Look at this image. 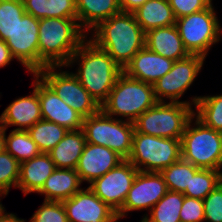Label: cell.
Returning a JSON list of instances; mask_svg holds the SVG:
<instances>
[{
    "mask_svg": "<svg viewBox=\"0 0 222 222\" xmlns=\"http://www.w3.org/2000/svg\"><path fill=\"white\" fill-rule=\"evenodd\" d=\"M75 63L79 67L73 75L101 106L107 100L123 69L106 51L88 39L73 53L65 67L72 68Z\"/></svg>",
    "mask_w": 222,
    "mask_h": 222,
    "instance_id": "6da1fadb",
    "label": "cell"
},
{
    "mask_svg": "<svg viewBox=\"0 0 222 222\" xmlns=\"http://www.w3.org/2000/svg\"><path fill=\"white\" fill-rule=\"evenodd\" d=\"M90 33L89 40L106 51L122 69L145 46V33L134 14L129 12L111 16Z\"/></svg>",
    "mask_w": 222,
    "mask_h": 222,
    "instance_id": "7a4b0ae2",
    "label": "cell"
},
{
    "mask_svg": "<svg viewBox=\"0 0 222 222\" xmlns=\"http://www.w3.org/2000/svg\"><path fill=\"white\" fill-rule=\"evenodd\" d=\"M77 19L43 18L39 20V71L47 66L65 67L73 53L87 39Z\"/></svg>",
    "mask_w": 222,
    "mask_h": 222,
    "instance_id": "3957f363",
    "label": "cell"
},
{
    "mask_svg": "<svg viewBox=\"0 0 222 222\" xmlns=\"http://www.w3.org/2000/svg\"><path fill=\"white\" fill-rule=\"evenodd\" d=\"M158 103L153 85L128 77L124 72L118 77L101 110L134 123L149 108ZM126 119H124V118Z\"/></svg>",
    "mask_w": 222,
    "mask_h": 222,
    "instance_id": "277c9868",
    "label": "cell"
},
{
    "mask_svg": "<svg viewBox=\"0 0 222 222\" xmlns=\"http://www.w3.org/2000/svg\"><path fill=\"white\" fill-rule=\"evenodd\" d=\"M181 153L183 160L199 169L221 171L222 133L204 125L193 116L181 138Z\"/></svg>",
    "mask_w": 222,
    "mask_h": 222,
    "instance_id": "5b68a950",
    "label": "cell"
},
{
    "mask_svg": "<svg viewBox=\"0 0 222 222\" xmlns=\"http://www.w3.org/2000/svg\"><path fill=\"white\" fill-rule=\"evenodd\" d=\"M192 107L181 102H158L136 119L135 130L156 137L181 139L194 116Z\"/></svg>",
    "mask_w": 222,
    "mask_h": 222,
    "instance_id": "8992f818",
    "label": "cell"
},
{
    "mask_svg": "<svg viewBox=\"0 0 222 222\" xmlns=\"http://www.w3.org/2000/svg\"><path fill=\"white\" fill-rule=\"evenodd\" d=\"M181 158V139L156 137L134 130L127 160L139 171L161 172Z\"/></svg>",
    "mask_w": 222,
    "mask_h": 222,
    "instance_id": "52a82bcc",
    "label": "cell"
},
{
    "mask_svg": "<svg viewBox=\"0 0 222 222\" xmlns=\"http://www.w3.org/2000/svg\"><path fill=\"white\" fill-rule=\"evenodd\" d=\"M87 143L102 145L128 159L132 149L134 123L106 115L102 110L83 119Z\"/></svg>",
    "mask_w": 222,
    "mask_h": 222,
    "instance_id": "ba28073f",
    "label": "cell"
},
{
    "mask_svg": "<svg viewBox=\"0 0 222 222\" xmlns=\"http://www.w3.org/2000/svg\"><path fill=\"white\" fill-rule=\"evenodd\" d=\"M220 25L213 3L206 9L176 19L184 48L189 54L205 58L211 47L221 40Z\"/></svg>",
    "mask_w": 222,
    "mask_h": 222,
    "instance_id": "9c48e42d",
    "label": "cell"
},
{
    "mask_svg": "<svg viewBox=\"0 0 222 222\" xmlns=\"http://www.w3.org/2000/svg\"><path fill=\"white\" fill-rule=\"evenodd\" d=\"M204 61L205 57L196 54H190L186 58L175 61L172 69L153 84L157 101L167 102L166 100H168L169 103L181 102L195 106L199 96L192 97V101H180L179 99L200 73Z\"/></svg>",
    "mask_w": 222,
    "mask_h": 222,
    "instance_id": "30bf717a",
    "label": "cell"
},
{
    "mask_svg": "<svg viewBox=\"0 0 222 222\" xmlns=\"http://www.w3.org/2000/svg\"><path fill=\"white\" fill-rule=\"evenodd\" d=\"M62 70L61 66H47L37 74L83 118L98 113L101 106L80 84L73 72Z\"/></svg>",
    "mask_w": 222,
    "mask_h": 222,
    "instance_id": "8fae6325",
    "label": "cell"
},
{
    "mask_svg": "<svg viewBox=\"0 0 222 222\" xmlns=\"http://www.w3.org/2000/svg\"><path fill=\"white\" fill-rule=\"evenodd\" d=\"M138 169L127 159L89 184V188L110 208L118 212L131 189Z\"/></svg>",
    "mask_w": 222,
    "mask_h": 222,
    "instance_id": "7c38bea8",
    "label": "cell"
},
{
    "mask_svg": "<svg viewBox=\"0 0 222 222\" xmlns=\"http://www.w3.org/2000/svg\"><path fill=\"white\" fill-rule=\"evenodd\" d=\"M38 30L39 19L25 12L5 41L13 58L31 74L39 72Z\"/></svg>",
    "mask_w": 222,
    "mask_h": 222,
    "instance_id": "4fadbf2b",
    "label": "cell"
},
{
    "mask_svg": "<svg viewBox=\"0 0 222 222\" xmlns=\"http://www.w3.org/2000/svg\"><path fill=\"white\" fill-rule=\"evenodd\" d=\"M167 192V185L160 172L138 171L118 213L127 217L128 212L135 210L150 211Z\"/></svg>",
    "mask_w": 222,
    "mask_h": 222,
    "instance_id": "5bb4252c",
    "label": "cell"
},
{
    "mask_svg": "<svg viewBox=\"0 0 222 222\" xmlns=\"http://www.w3.org/2000/svg\"><path fill=\"white\" fill-rule=\"evenodd\" d=\"M62 203L68 222H103L115 213L89 187L82 188Z\"/></svg>",
    "mask_w": 222,
    "mask_h": 222,
    "instance_id": "9a60e30c",
    "label": "cell"
},
{
    "mask_svg": "<svg viewBox=\"0 0 222 222\" xmlns=\"http://www.w3.org/2000/svg\"><path fill=\"white\" fill-rule=\"evenodd\" d=\"M38 98L42 119L61 125L68 130H81L83 117L66 104L38 75Z\"/></svg>",
    "mask_w": 222,
    "mask_h": 222,
    "instance_id": "2e32d148",
    "label": "cell"
},
{
    "mask_svg": "<svg viewBox=\"0 0 222 222\" xmlns=\"http://www.w3.org/2000/svg\"><path fill=\"white\" fill-rule=\"evenodd\" d=\"M33 92L29 96L16 98L9 104L0 116V124L7 130L17 126L14 130L27 131L42 119L41 106L38 98V74H32Z\"/></svg>",
    "mask_w": 222,
    "mask_h": 222,
    "instance_id": "e0dca14e",
    "label": "cell"
},
{
    "mask_svg": "<svg viewBox=\"0 0 222 222\" xmlns=\"http://www.w3.org/2000/svg\"><path fill=\"white\" fill-rule=\"evenodd\" d=\"M123 160L121 156L108 147L86 142L76 171L82 183L86 181L90 184Z\"/></svg>",
    "mask_w": 222,
    "mask_h": 222,
    "instance_id": "ac0fdd59",
    "label": "cell"
},
{
    "mask_svg": "<svg viewBox=\"0 0 222 222\" xmlns=\"http://www.w3.org/2000/svg\"><path fill=\"white\" fill-rule=\"evenodd\" d=\"M174 62L144 46L125 66L123 72L130 78L153 85L172 69Z\"/></svg>",
    "mask_w": 222,
    "mask_h": 222,
    "instance_id": "d6986e66",
    "label": "cell"
},
{
    "mask_svg": "<svg viewBox=\"0 0 222 222\" xmlns=\"http://www.w3.org/2000/svg\"><path fill=\"white\" fill-rule=\"evenodd\" d=\"M145 46L152 52L174 61L190 55L183 46L176 24L146 32Z\"/></svg>",
    "mask_w": 222,
    "mask_h": 222,
    "instance_id": "ffe728a7",
    "label": "cell"
},
{
    "mask_svg": "<svg viewBox=\"0 0 222 222\" xmlns=\"http://www.w3.org/2000/svg\"><path fill=\"white\" fill-rule=\"evenodd\" d=\"M55 169L56 166L48 153H41L30 160L20 163L17 188L25 196L29 193H37Z\"/></svg>",
    "mask_w": 222,
    "mask_h": 222,
    "instance_id": "44dd1931",
    "label": "cell"
},
{
    "mask_svg": "<svg viewBox=\"0 0 222 222\" xmlns=\"http://www.w3.org/2000/svg\"><path fill=\"white\" fill-rule=\"evenodd\" d=\"M81 184L76 169L56 168L37 193L43 194L45 201L62 202L79 192Z\"/></svg>",
    "mask_w": 222,
    "mask_h": 222,
    "instance_id": "7402d4cb",
    "label": "cell"
},
{
    "mask_svg": "<svg viewBox=\"0 0 222 222\" xmlns=\"http://www.w3.org/2000/svg\"><path fill=\"white\" fill-rule=\"evenodd\" d=\"M77 21L87 33L100 22L120 13L119 0H75Z\"/></svg>",
    "mask_w": 222,
    "mask_h": 222,
    "instance_id": "603a6c76",
    "label": "cell"
},
{
    "mask_svg": "<svg viewBox=\"0 0 222 222\" xmlns=\"http://www.w3.org/2000/svg\"><path fill=\"white\" fill-rule=\"evenodd\" d=\"M86 144L83 130H69L64 138L48 152L56 168L76 169Z\"/></svg>",
    "mask_w": 222,
    "mask_h": 222,
    "instance_id": "cb8c5ba5",
    "label": "cell"
},
{
    "mask_svg": "<svg viewBox=\"0 0 222 222\" xmlns=\"http://www.w3.org/2000/svg\"><path fill=\"white\" fill-rule=\"evenodd\" d=\"M133 14L144 33L176 24V18L168 0H147Z\"/></svg>",
    "mask_w": 222,
    "mask_h": 222,
    "instance_id": "d4e9b609",
    "label": "cell"
},
{
    "mask_svg": "<svg viewBox=\"0 0 222 222\" xmlns=\"http://www.w3.org/2000/svg\"><path fill=\"white\" fill-rule=\"evenodd\" d=\"M25 12L37 19L71 18L77 19L75 0H22Z\"/></svg>",
    "mask_w": 222,
    "mask_h": 222,
    "instance_id": "484cf974",
    "label": "cell"
},
{
    "mask_svg": "<svg viewBox=\"0 0 222 222\" xmlns=\"http://www.w3.org/2000/svg\"><path fill=\"white\" fill-rule=\"evenodd\" d=\"M184 202V194L168 191L149 211L141 222H181L180 210Z\"/></svg>",
    "mask_w": 222,
    "mask_h": 222,
    "instance_id": "4316f807",
    "label": "cell"
},
{
    "mask_svg": "<svg viewBox=\"0 0 222 222\" xmlns=\"http://www.w3.org/2000/svg\"><path fill=\"white\" fill-rule=\"evenodd\" d=\"M27 131L41 153H48L64 138L69 130L51 121L41 119Z\"/></svg>",
    "mask_w": 222,
    "mask_h": 222,
    "instance_id": "83f0119b",
    "label": "cell"
},
{
    "mask_svg": "<svg viewBox=\"0 0 222 222\" xmlns=\"http://www.w3.org/2000/svg\"><path fill=\"white\" fill-rule=\"evenodd\" d=\"M194 116L204 125L222 133V94L199 96Z\"/></svg>",
    "mask_w": 222,
    "mask_h": 222,
    "instance_id": "f1b7e54d",
    "label": "cell"
},
{
    "mask_svg": "<svg viewBox=\"0 0 222 222\" xmlns=\"http://www.w3.org/2000/svg\"><path fill=\"white\" fill-rule=\"evenodd\" d=\"M5 148L19 163L41 154L37 144L25 130H12L8 136L5 135Z\"/></svg>",
    "mask_w": 222,
    "mask_h": 222,
    "instance_id": "f546056e",
    "label": "cell"
},
{
    "mask_svg": "<svg viewBox=\"0 0 222 222\" xmlns=\"http://www.w3.org/2000/svg\"><path fill=\"white\" fill-rule=\"evenodd\" d=\"M198 170L199 168L181 158L179 161L163 169L160 173L164 178L168 191L184 194L186 188H189L191 176Z\"/></svg>",
    "mask_w": 222,
    "mask_h": 222,
    "instance_id": "4dcf8cb0",
    "label": "cell"
},
{
    "mask_svg": "<svg viewBox=\"0 0 222 222\" xmlns=\"http://www.w3.org/2000/svg\"><path fill=\"white\" fill-rule=\"evenodd\" d=\"M222 183V171L199 169L193 176L184 196L203 200L212 190Z\"/></svg>",
    "mask_w": 222,
    "mask_h": 222,
    "instance_id": "1f68e13d",
    "label": "cell"
},
{
    "mask_svg": "<svg viewBox=\"0 0 222 222\" xmlns=\"http://www.w3.org/2000/svg\"><path fill=\"white\" fill-rule=\"evenodd\" d=\"M25 14L22 0H0V39L6 41Z\"/></svg>",
    "mask_w": 222,
    "mask_h": 222,
    "instance_id": "d6a6232c",
    "label": "cell"
},
{
    "mask_svg": "<svg viewBox=\"0 0 222 222\" xmlns=\"http://www.w3.org/2000/svg\"><path fill=\"white\" fill-rule=\"evenodd\" d=\"M20 163L6 150L0 154V191L8 195L9 190L17 188Z\"/></svg>",
    "mask_w": 222,
    "mask_h": 222,
    "instance_id": "836d02e7",
    "label": "cell"
},
{
    "mask_svg": "<svg viewBox=\"0 0 222 222\" xmlns=\"http://www.w3.org/2000/svg\"><path fill=\"white\" fill-rule=\"evenodd\" d=\"M29 222H68V219L62 202L44 200Z\"/></svg>",
    "mask_w": 222,
    "mask_h": 222,
    "instance_id": "e575fe53",
    "label": "cell"
},
{
    "mask_svg": "<svg viewBox=\"0 0 222 222\" xmlns=\"http://www.w3.org/2000/svg\"><path fill=\"white\" fill-rule=\"evenodd\" d=\"M204 222H222V183L204 199Z\"/></svg>",
    "mask_w": 222,
    "mask_h": 222,
    "instance_id": "d590c367",
    "label": "cell"
},
{
    "mask_svg": "<svg viewBox=\"0 0 222 222\" xmlns=\"http://www.w3.org/2000/svg\"><path fill=\"white\" fill-rule=\"evenodd\" d=\"M180 219L181 222H204L203 200L184 196Z\"/></svg>",
    "mask_w": 222,
    "mask_h": 222,
    "instance_id": "8d00e7d4",
    "label": "cell"
},
{
    "mask_svg": "<svg viewBox=\"0 0 222 222\" xmlns=\"http://www.w3.org/2000/svg\"><path fill=\"white\" fill-rule=\"evenodd\" d=\"M176 19L208 8L213 0H168Z\"/></svg>",
    "mask_w": 222,
    "mask_h": 222,
    "instance_id": "74e56055",
    "label": "cell"
},
{
    "mask_svg": "<svg viewBox=\"0 0 222 222\" xmlns=\"http://www.w3.org/2000/svg\"><path fill=\"white\" fill-rule=\"evenodd\" d=\"M13 59L6 42L0 39V68L6 67Z\"/></svg>",
    "mask_w": 222,
    "mask_h": 222,
    "instance_id": "f35d334b",
    "label": "cell"
},
{
    "mask_svg": "<svg viewBox=\"0 0 222 222\" xmlns=\"http://www.w3.org/2000/svg\"><path fill=\"white\" fill-rule=\"evenodd\" d=\"M147 0H119V5L122 12L133 13L141 7Z\"/></svg>",
    "mask_w": 222,
    "mask_h": 222,
    "instance_id": "ab89813d",
    "label": "cell"
},
{
    "mask_svg": "<svg viewBox=\"0 0 222 222\" xmlns=\"http://www.w3.org/2000/svg\"><path fill=\"white\" fill-rule=\"evenodd\" d=\"M5 211L0 213V222H26V220L18 218L14 213H7Z\"/></svg>",
    "mask_w": 222,
    "mask_h": 222,
    "instance_id": "60d3db41",
    "label": "cell"
},
{
    "mask_svg": "<svg viewBox=\"0 0 222 222\" xmlns=\"http://www.w3.org/2000/svg\"><path fill=\"white\" fill-rule=\"evenodd\" d=\"M6 131L7 130L0 124V154L6 150L5 148Z\"/></svg>",
    "mask_w": 222,
    "mask_h": 222,
    "instance_id": "b9f144b4",
    "label": "cell"
},
{
    "mask_svg": "<svg viewBox=\"0 0 222 222\" xmlns=\"http://www.w3.org/2000/svg\"><path fill=\"white\" fill-rule=\"evenodd\" d=\"M121 218L123 217L118 212H115L109 219L103 222H118Z\"/></svg>",
    "mask_w": 222,
    "mask_h": 222,
    "instance_id": "7bdbcfd3",
    "label": "cell"
},
{
    "mask_svg": "<svg viewBox=\"0 0 222 222\" xmlns=\"http://www.w3.org/2000/svg\"><path fill=\"white\" fill-rule=\"evenodd\" d=\"M3 196H7V195L0 191V200H1V198H2ZM4 210H5V207H3V205H2V203H1V201H0V213H1L2 211H4Z\"/></svg>",
    "mask_w": 222,
    "mask_h": 222,
    "instance_id": "ee69618b",
    "label": "cell"
}]
</instances>
